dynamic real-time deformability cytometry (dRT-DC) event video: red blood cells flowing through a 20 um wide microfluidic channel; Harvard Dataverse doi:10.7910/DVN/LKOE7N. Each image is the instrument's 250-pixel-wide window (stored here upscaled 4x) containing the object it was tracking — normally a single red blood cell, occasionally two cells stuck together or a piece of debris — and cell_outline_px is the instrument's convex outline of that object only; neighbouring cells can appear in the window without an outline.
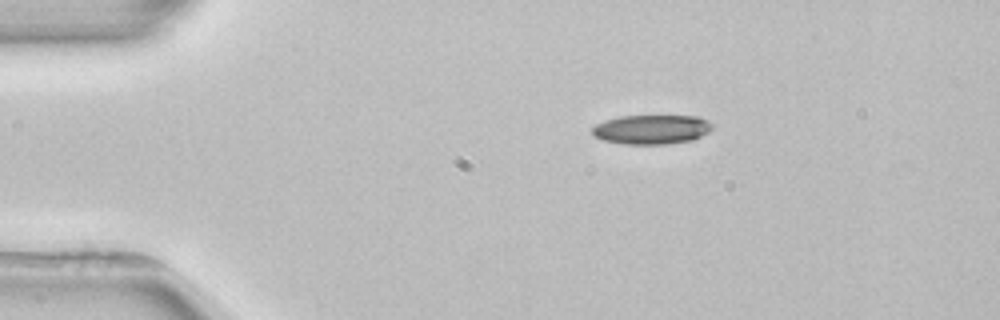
{"species": "common noctule bat (a hibernating species)", "species_latin": "Nyctalus noctula", "temperature_condition": "room temperature", "stored_images_in_passage": 3, "camera_frame_rate_fps": 3000, "um_per_image_px": 0.085, "animal": {"sex": "female", "body_mass_g": 22.7, "forearm_length_mm": 54.2}, "frame": {"image": 1, "passage_image": 1, "time_ms": 0.0, "image_size_px": [1000, 320], "cell_outline_px": [[712, 128], [708, 132], [692, 140], [668, 144], [620, 144], [604, 140], [592, 136], [592, 128], [596, 124], [604, 120], [620, 116], [700, 116], [712, 124]], "centroid_in_image_um": [55.35, 11.0], "position_along_channel_um": 29.6, "area_um2": 20.63}}
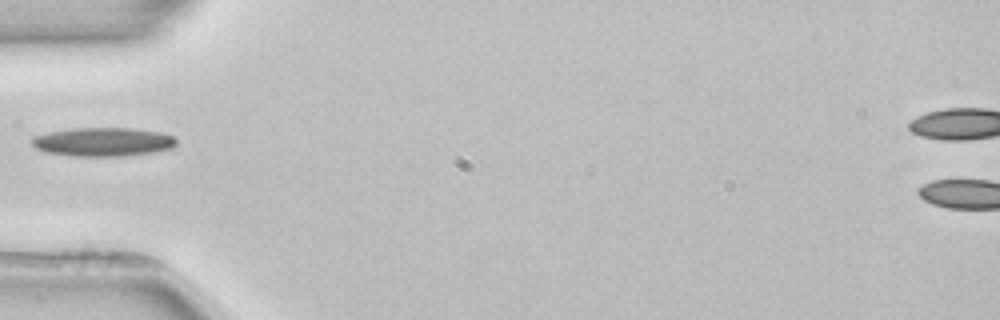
{"frame": {"image": 2, "passage_image": 3, "time_ms": 2.667, "image_size_px": [1000, 320], "cell_outline_px": [[176, 144], [172, 148], [152, 152], [124, 156], [76, 156], [44, 152], [36, 148], [32, 144], [32, 136], [48, 132], [72, 128], [132, 128], [160, 132], [172, 136], [176, 140]], "centroid_in_image_um": [8.73, 12.06], "position_along_channel_um": 76.3, "area_um2": 24.22}}